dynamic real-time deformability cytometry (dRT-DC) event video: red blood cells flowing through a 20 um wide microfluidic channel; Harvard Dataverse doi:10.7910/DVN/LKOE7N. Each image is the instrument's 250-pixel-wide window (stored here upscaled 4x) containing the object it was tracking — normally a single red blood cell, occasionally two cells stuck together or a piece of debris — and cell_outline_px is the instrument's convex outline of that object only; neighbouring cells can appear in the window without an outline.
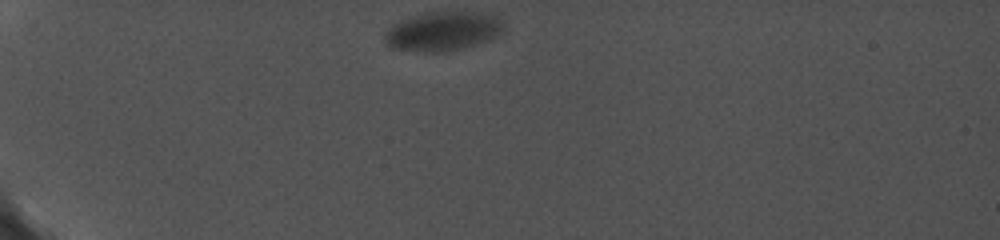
{"species": "common noctule bat (a hibernating species)", "species_latin": "Nyctalus noctula", "temperature_condition": "cold", "stored_images_in_passage": 4, "camera_frame_rate_fps": 5000, "um_per_image_px": 0.085, "animal": {"sex": "female", "body_mass_g": 19.0, "forearm_length_mm": 56.7}, "frame": {"image": 1, "passage_image": 1, "time_ms": 0.0, "image_size_px": [1000, 240], "cell_outline_px": [[504, 36], [480, 44], [452, 52], [420, 52], [392, 48], [384, 44], [384, 36], [396, 24], [404, 20], [432, 12], [460, 12], [488, 16], [496, 20], [504, 28]], "centroid_in_image_um": [37.67, 2.74], "position_along_channel_um": 47.3, "area_um2": 26.65}}
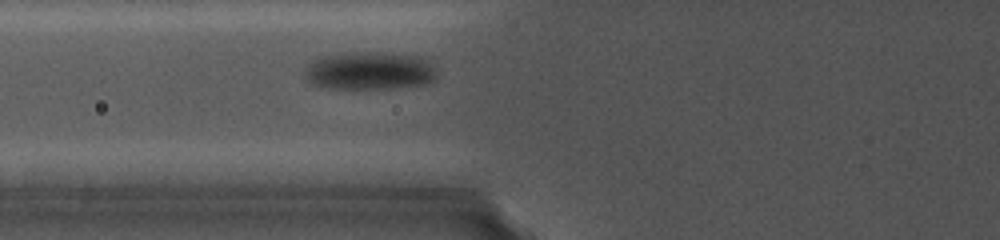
{"frame": {"image": 2, "passage_image": 4, "time_ms": 2.8, "image_size_px": [1000, 240], "cell_outline_px": [[432, 80], [416, 84], [380, 88], [336, 88], [320, 84], [312, 80], [308, 76], [308, 60], [316, 56], [340, 52], [404, 52], [420, 56], [432, 68]], "centroid_in_image_um": [31.35, 5.93], "position_along_channel_um": 94.4, "area_um2": 28.38}}